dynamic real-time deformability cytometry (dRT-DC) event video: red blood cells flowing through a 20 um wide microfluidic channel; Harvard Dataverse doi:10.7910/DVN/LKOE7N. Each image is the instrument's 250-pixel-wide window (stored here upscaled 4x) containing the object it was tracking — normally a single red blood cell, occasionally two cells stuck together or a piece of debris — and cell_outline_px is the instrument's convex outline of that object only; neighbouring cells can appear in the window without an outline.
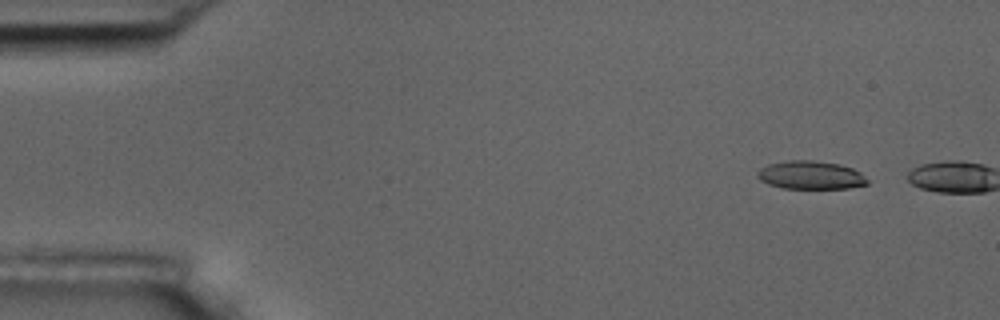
{"species": "common noctule bat (a hibernating species)", "species_latin": "Nyctalus noctula", "temperature_condition": "room temperature", "stored_images_in_passage": 2, "camera_frame_rate_fps": 3000, "um_per_image_px": 0.085, "animal": {"sex": "male", "body_mass_g": 17.5, "forearm_length_mm": 52.3}, "frame": {"image": 1, "passage_image": 1, "time_ms": 0.0, "image_size_px": [1000, 320], "cell_outline_px": [[868, 184], [848, 188], [780, 188], [768, 184], [760, 180], [756, 176], [756, 172], [760, 168], [768, 164], [788, 160], [812, 160], [840, 164], [852, 168], [860, 172], [868, 180]], "centroid_in_image_um": [68.87, 14.88], "position_along_channel_um": 16.1, "area_um2": 18.21}}